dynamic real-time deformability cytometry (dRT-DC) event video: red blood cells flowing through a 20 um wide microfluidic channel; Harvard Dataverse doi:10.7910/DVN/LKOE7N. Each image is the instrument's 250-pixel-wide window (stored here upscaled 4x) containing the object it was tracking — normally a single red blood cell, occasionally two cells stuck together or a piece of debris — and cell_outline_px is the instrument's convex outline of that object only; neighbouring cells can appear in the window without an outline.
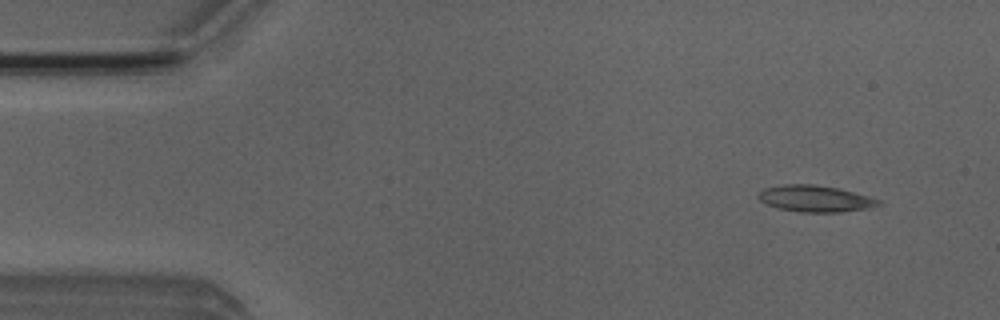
{"species": "Egyptian fruit bat (a non-hibernating species)", "species_latin": "Rousettus aegyptiacus", "temperature_condition": "room temperature", "stored_images_in_passage": 4, "camera_frame_rate_fps": 3000, "um_per_image_px": 0.085, "animal": {"sex": "male"}, "frame": {"image": 1, "passage_image": 2, "time_ms": 1.0, "image_size_px": [1000, 320], "cell_outline_px": [[884, 204], [868, 208], [840, 212], [800, 212], [780, 208], [768, 204], [760, 200], [756, 196], [756, 192], [764, 188], [784, 184], [816, 184], [840, 188], [868, 196], [880, 200]], "centroid_in_image_um": [69.29, 16.87], "position_along_channel_um": 15.7, "area_um2": 18.67}}